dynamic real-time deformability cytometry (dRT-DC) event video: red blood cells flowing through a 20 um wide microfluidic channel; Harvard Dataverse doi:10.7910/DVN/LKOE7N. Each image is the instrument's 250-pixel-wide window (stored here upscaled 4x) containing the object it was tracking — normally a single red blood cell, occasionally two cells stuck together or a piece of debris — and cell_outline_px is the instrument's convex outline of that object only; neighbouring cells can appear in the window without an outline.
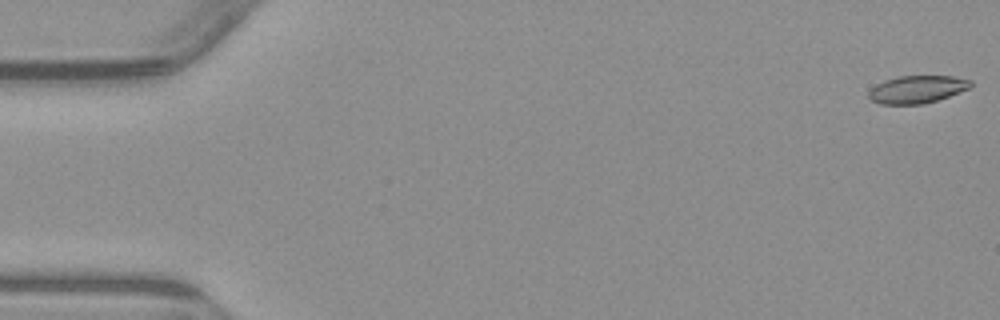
{"species": "common noctule bat (a hibernating species)", "species_latin": "Nyctalus noctula", "temperature_condition": "warm", "stored_images_in_passage": 5, "camera_frame_rate_fps": 3000, "um_per_image_px": 0.085, "animal": {"sex": "male", "body_mass_g": 23.1, "forearm_length_mm": 52.7}, "frame": {"image": 1, "passage_image": 1, "time_ms": 0.0, "image_size_px": [1000, 320], "cell_outline_px": [[972, 84], [968, 88], [948, 96], [924, 104], [880, 104], [872, 100], [868, 96], [868, 92], [876, 84], [884, 80], [900, 76], [952, 76], [972, 80]], "centroid_in_image_um": [77.93, 7.59], "position_along_channel_um": 7.1, "area_um2": 16.24}}
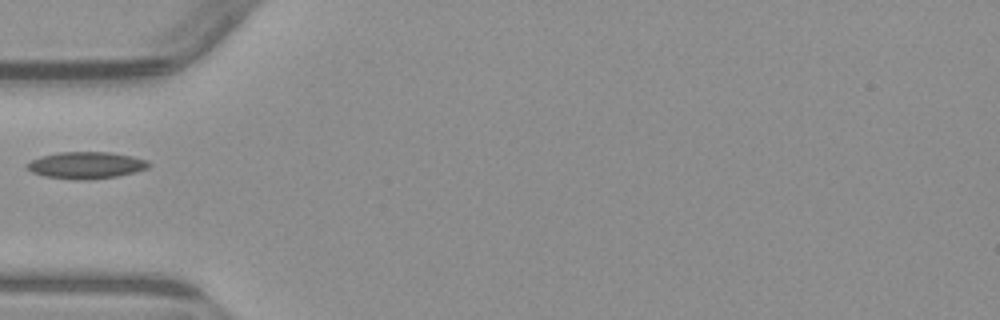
{"frame": {"image": 2, "passage_image": 5, "time_ms": 5.667, "image_size_px": [1000, 320], "cell_outline_px": [[152, 164], [148, 168], [116, 176], [44, 176], [32, 172], [24, 168], [24, 164], [40, 156], [60, 152], [108, 152], [132, 156], [148, 160]], "centroid_in_image_um": [7.31, 13.97], "position_along_channel_um": 77.7, "area_um2": 17.92}}